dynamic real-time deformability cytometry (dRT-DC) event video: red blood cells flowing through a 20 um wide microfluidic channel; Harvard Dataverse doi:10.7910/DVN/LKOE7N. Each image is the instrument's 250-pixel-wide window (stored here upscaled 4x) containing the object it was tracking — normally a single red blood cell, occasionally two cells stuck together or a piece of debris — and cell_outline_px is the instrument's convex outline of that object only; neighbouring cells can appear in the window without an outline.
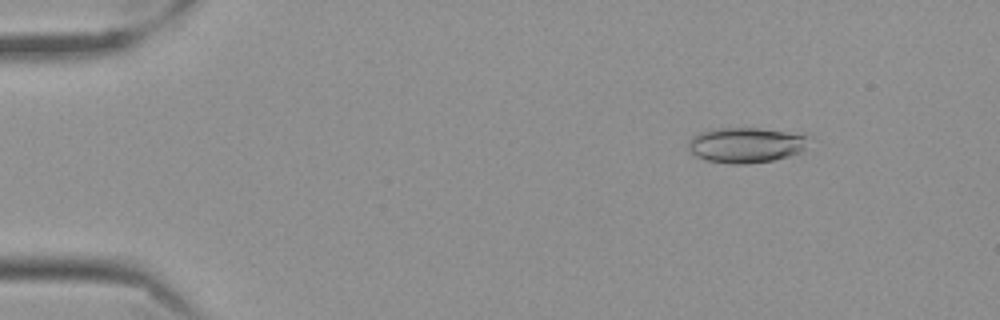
{"species": "Egyptian fruit bat (a non-hibernating species)", "species_latin": "Rousettus aegyptiacus", "temperature_condition": "cold", "stored_images_in_passage": 58, "camera_frame_rate_fps": 3000, "um_per_image_px": 0.085, "frame": {"image": 1, "passage_image": 8, "time_ms": 2.333, "image_size_px": [1000, 320], "cell_outline_px": [[812, 136], [804, 148], [800, 152], [788, 156], [772, 160], [744, 164], [728, 164], [704, 160], [688, 152], [688, 140], [692, 136], [700, 132], [712, 128], [760, 128]], "centroid_in_image_um": [63.35, 12.33], "position_along_channel_um": 21.7, "area_um2": 25.03}}
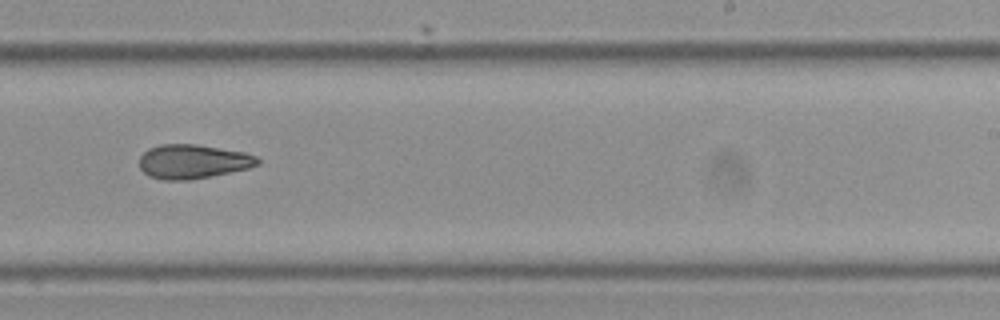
{"frame": {"image": 2, "passage_image": 37, "time_ms": 12.0, "image_size_px": [1000, 320], "cell_outline_px": [[260, 164], [248, 168], [188, 180], [164, 180], [148, 176], [140, 168], [140, 156], [148, 148], [160, 144], [196, 144], [244, 152], [256, 156], [260, 160]], "centroid_in_image_um": [16.37, 13.72], "position_along_channel_um": 272.6, "area_um2": 23.41}}
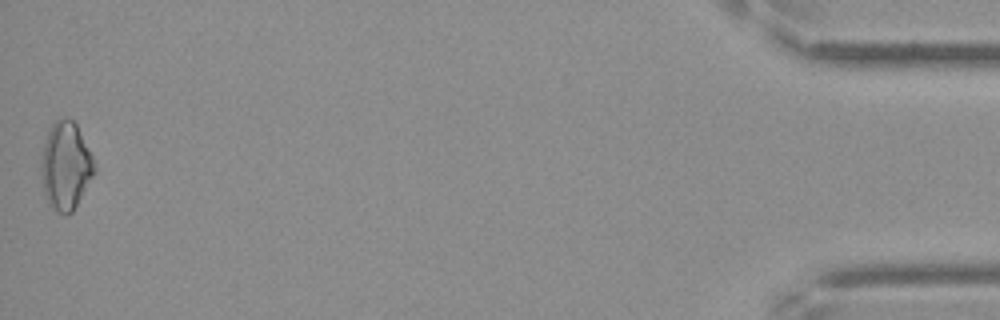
{"frame": {"image": 3, "passage_image": 58, "time_ms": 19.0, "image_size_px": [1000, 320], "cell_outline_px": [[96, 172], [72, 212], [56, 212], [48, 204], [44, 192], [40, 160], [44, 144], [48, 132], [52, 124], [56, 120], [64, 116], [72, 120], [76, 124], [92, 156]], "centroid_in_image_um": [5.58, 14.08], "position_along_channel_um": 429.6, "area_um2": 26.93}, "authors_computed_cell_mechanics": {"area_um2": 23.698, "velocity_mm_per_s": 3.5244, "shape_relaxation_time_tau1_ms": null, "shape_relaxation_time_tau2_ms": 3.6631, "deformation_change_tau1": null, "deformation_change_tau2": 0.1103}}